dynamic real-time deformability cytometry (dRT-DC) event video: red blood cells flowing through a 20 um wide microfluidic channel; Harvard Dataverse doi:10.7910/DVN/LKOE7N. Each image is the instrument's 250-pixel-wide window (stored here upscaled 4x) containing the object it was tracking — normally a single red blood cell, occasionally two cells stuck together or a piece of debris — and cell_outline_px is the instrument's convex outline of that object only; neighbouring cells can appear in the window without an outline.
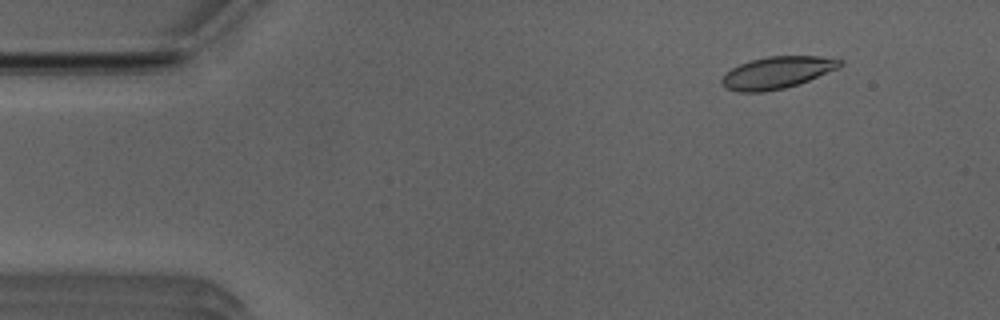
{"species": "Egyptian fruit bat (a non-hibernating species)", "species_latin": "Rousettus aegyptiacus", "temperature_condition": "room temperature", "stored_images_in_passage": 52, "camera_frame_rate_fps": 3000, "um_per_image_px": 0.085, "animal": {"sex": "male"}, "frame": {"image": 1, "passage_image": 6, "time_ms": 1.667, "image_size_px": [1000, 320], "cell_outline_px": [[844, 64], [840, 68], [808, 80], [784, 88], [764, 92], [740, 92], [728, 88], [720, 80], [724, 72], [740, 64], [752, 60], [768, 56], [820, 56], [844, 60]], "centroid_in_image_um": [66.08, 6.16], "position_along_channel_um": 18.9, "area_um2": 21.96}}
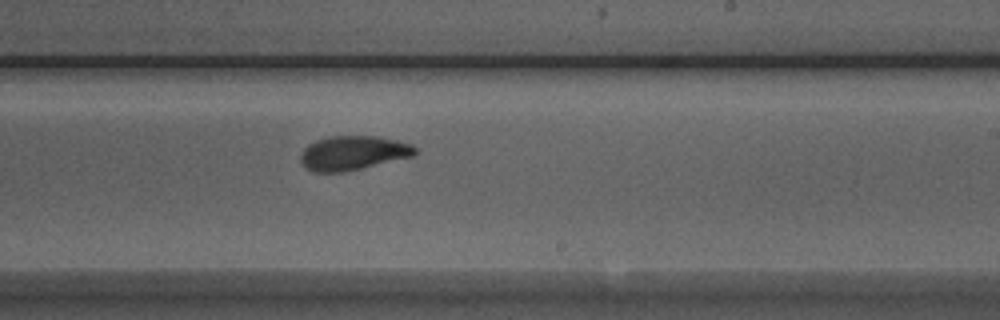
{"frame": {"image": 2, "passage_image": 31, "time_ms": 10.0, "image_size_px": [1000, 320], "cell_outline_px": [[416, 156], [360, 168], [340, 172], [316, 172], [308, 168], [300, 160], [300, 156], [304, 148], [308, 144], [316, 140], [328, 136], [376, 136], [396, 140], [412, 144], [416, 148]], "centroid_in_image_um": [30.03, 12.99], "position_along_channel_um": 259.0, "area_um2": 22.72}}
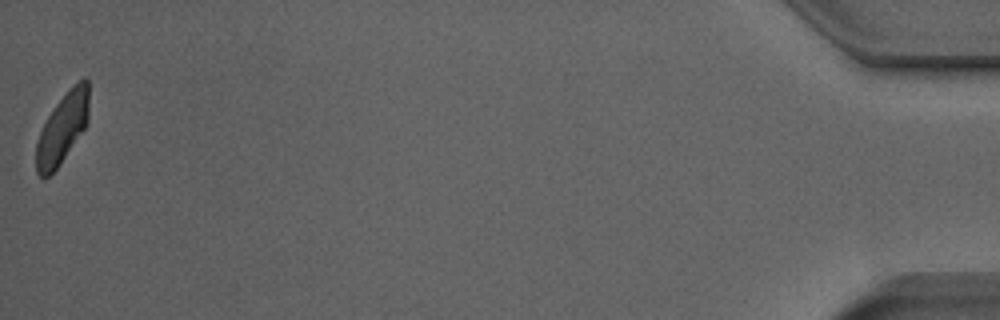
{"frame": {"image": 3, "passage_image": 52, "time_ms": 17.0, "image_size_px": [1000, 320], "cell_outline_px": [[88, 120], [84, 128], [56, 168], [48, 176], [40, 176], [36, 172], [36, 144], [40, 132], [48, 116], [56, 104], [68, 88], [84, 76], [88, 80]], "centroid_in_image_um": [5.31, 10.84], "position_along_channel_um": 429.9, "area_um2": 21.1}, "authors_computed_cell_mechanics": {"area_um2": 22.542, "velocity_mm_per_s": 3.9296, "shape_relaxation_time_tau1_ms": 3.6382, "shape_relaxation_time_tau2_ms": 1.1996, "deformation_change_tau1": 0.1454, "deformation_change_tau2": 0.0571}}